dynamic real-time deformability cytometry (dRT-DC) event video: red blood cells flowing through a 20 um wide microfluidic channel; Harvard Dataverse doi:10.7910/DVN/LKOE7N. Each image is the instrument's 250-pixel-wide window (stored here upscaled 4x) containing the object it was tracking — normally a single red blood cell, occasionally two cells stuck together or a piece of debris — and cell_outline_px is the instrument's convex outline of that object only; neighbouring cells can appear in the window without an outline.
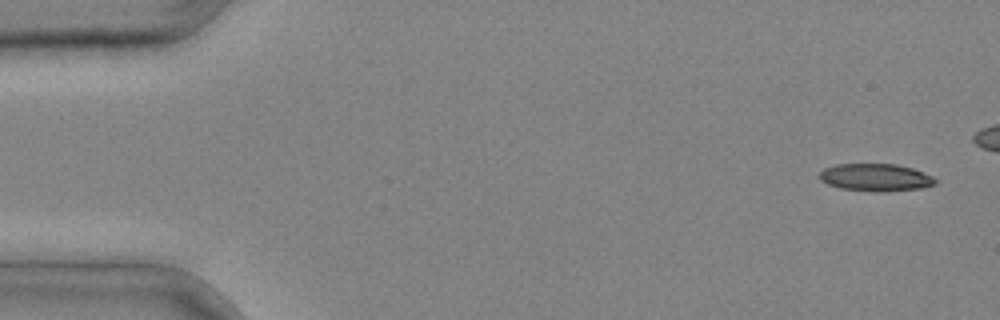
{"species": "common noctule bat (a hibernating species)", "species_latin": "Nyctalus noctula", "temperature_condition": "cold", "stored_images_in_passage": 5, "camera_frame_rate_fps": 3000, "um_per_image_px": 0.085, "animal": {"sex": "male", "body_mass_g": 20.4}, "frame": {"image": 1, "passage_image": 1, "time_ms": 0.0, "image_size_px": [1000, 320], "cell_outline_px": [[940, 180], [936, 184], [920, 188], [880, 192], [876, 192], [840, 188], [828, 184], [820, 180], [820, 172], [824, 168], [836, 164], [896, 164], [912, 168], [932, 176]], "centroid_in_image_um": [74.44, 15.08], "position_along_channel_um": 10.6, "area_um2": 18.55}}